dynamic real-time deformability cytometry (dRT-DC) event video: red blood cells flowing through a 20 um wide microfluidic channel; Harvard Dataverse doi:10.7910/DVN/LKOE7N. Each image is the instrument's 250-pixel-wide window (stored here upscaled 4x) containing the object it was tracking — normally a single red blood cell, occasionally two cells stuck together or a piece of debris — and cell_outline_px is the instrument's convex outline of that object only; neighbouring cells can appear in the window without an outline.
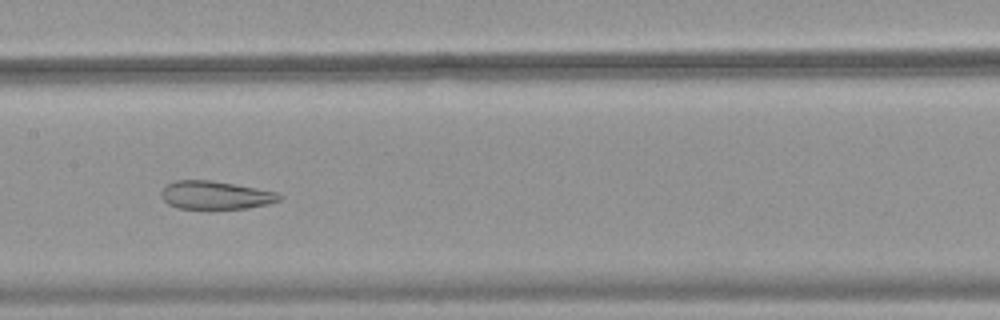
{"species": "common noctule bat (a hibernating species)", "species_latin": "Nyctalus noctula", "temperature_condition": "warm", "stored_images_in_passage": 52, "camera_frame_rate_fps": 3000, "um_per_image_px": 0.085, "animal": {"sex": "female", "body_mass_g": 18.4}, "frame": {"image": 1, "passage_image": 27, "time_ms": 8.667, "image_size_px": [1000, 320], "cell_outline_px": [[284, 196], [280, 200], [268, 204], [248, 208], [176, 208], [168, 204], [160, 196], [160, 192], [168, 184], [176, 180], [212, 180], [256, 188], [276, 192]], "centroid_in_image_um": [18.31, 16.58], "position_along_channel_um": 189.1, "area_um2": 19.31}}
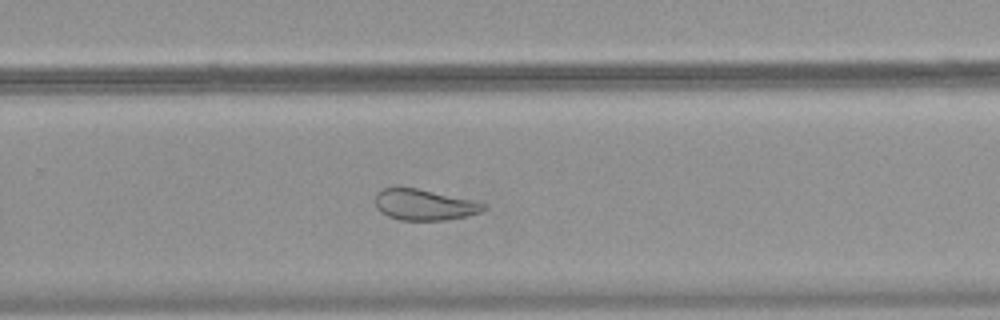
{"frame": {"image": 2, "passage_image": 35, "time_ms": 11.333, "image_size_px": [1000, 320], "cell_outline_px": [[488, 208], [480, 212], [448, 220], [400, 220], [388, 216], [380, 212], [376, 208], [376, 192], [380, 188], [416, 188], [476, 200], [488, 204]], "centroid_in_image_um": [36.09, 17.4], "position_along_channel_um": 293.7, "area_um2": 19.71}}
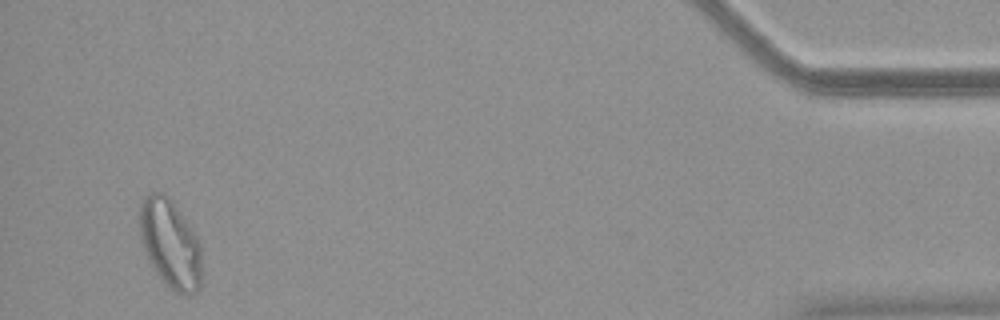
{"frame": {"image": 3, "passage_image": 50, "time_ms": 16.333, "image_size_px": [1000, 320], "cell_outline_px": [[200, 288], [196, 292], [188, 296], [176, 292], [168, 288], [152, 264], [144, 248], [140, 236], [140, 200], [144, 196], [152, 192], [164, 192], [172, 200], [200, 240]], "centroid_in_image_um": [14.48, 20.69], "position_along_channel_um": 420.7, "area_um2": 31.91}}